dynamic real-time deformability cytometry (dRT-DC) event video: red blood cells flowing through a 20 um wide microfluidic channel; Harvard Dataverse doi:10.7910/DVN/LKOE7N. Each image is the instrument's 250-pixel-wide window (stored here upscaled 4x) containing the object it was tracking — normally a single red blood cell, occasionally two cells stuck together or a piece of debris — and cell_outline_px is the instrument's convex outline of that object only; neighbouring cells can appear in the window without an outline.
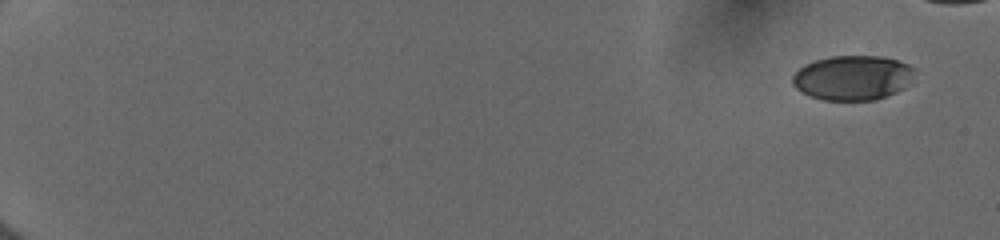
{"species": "human", "species_latin": "Homo sapiens", "temperature_condition": "cold", "stored_images_in_passage": 5, "camera_frame_rate_fps": 3000, "um_per_image_px": 0.085, "donor": {"sex": "female"}, "frame": {"image": 1, "passage_image": 1, "time_ms": 0.0, "image_size_px": [1000, 240], "cell_outline_px": [[916, 68], [912, 84], [896, 92], [876, 100], [824, 100], [808, 96], [796, 88], [792, 84], [792, 76], [804, 64], [816, 60], [832, 56], [884, 56], [908, 64]], "centroid_in_image_um": [72.52, 6.61], "position_along_channel_um": 12.5, "area_um2": 32.19}}